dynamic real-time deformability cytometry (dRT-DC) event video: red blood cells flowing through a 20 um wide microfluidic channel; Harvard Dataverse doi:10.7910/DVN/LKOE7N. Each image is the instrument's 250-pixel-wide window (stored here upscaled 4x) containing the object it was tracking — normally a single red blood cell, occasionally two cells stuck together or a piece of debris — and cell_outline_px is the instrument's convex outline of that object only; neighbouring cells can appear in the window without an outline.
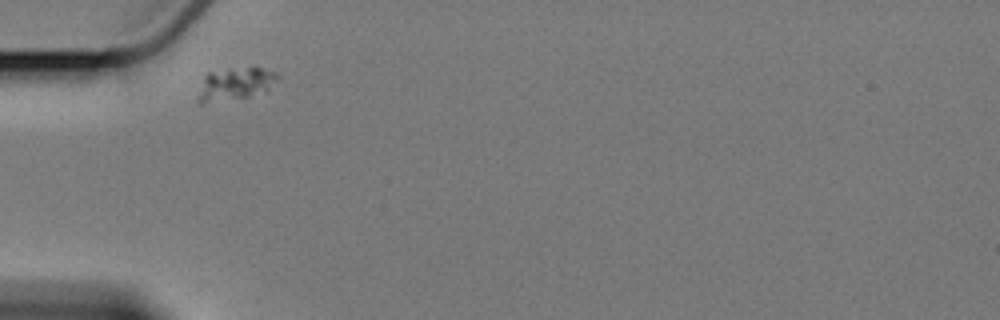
{"species": "Egyptian fruit bat (a non-hibernating species)", "species_latin": "Rousettus aegyptiacus", "temperature_condition": "cold", "stored_images_in_passage": 2, "camera_frame_rate_fps": 3000, "um_per_image_px": 0.085, "animal": {"sex": "female"}, "frame": {"image": 1, "passage_image": 1, "time_ms": 0.0, "image_size_px": [1000, 320], "cell_outline_px": [[280, 76], [268, 92], [248, 96], [200, 104], [196, 104], [196, 100], [204, 76], [208, 72], [248, 68], [260, 68], [276, 72]], "centroid_in_image_um": [20.0, 7.16], "position_along_channel_um": 65.0, "area_um2": 14.97}}
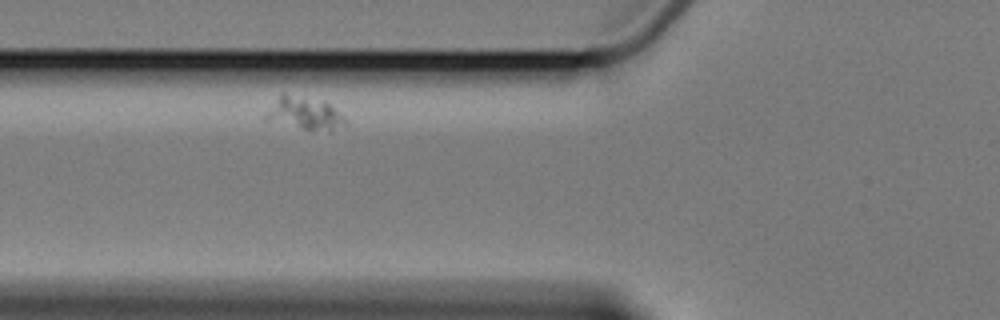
{"frame": {"image": 2, "passage_image": 2, "time_ms": 1.333, "image_size_px": [1000, 320], "cell_outline_px": [[348, 124], [328, 132], [308, 132], [264, 120], [264, 116], [280, 92], [284, 92], [328, 104], [348, 120]], "centroid_in_image_um": [25.86, 9.71], "position_along_channel_um": 99.9, "area_um2": 15.61}}